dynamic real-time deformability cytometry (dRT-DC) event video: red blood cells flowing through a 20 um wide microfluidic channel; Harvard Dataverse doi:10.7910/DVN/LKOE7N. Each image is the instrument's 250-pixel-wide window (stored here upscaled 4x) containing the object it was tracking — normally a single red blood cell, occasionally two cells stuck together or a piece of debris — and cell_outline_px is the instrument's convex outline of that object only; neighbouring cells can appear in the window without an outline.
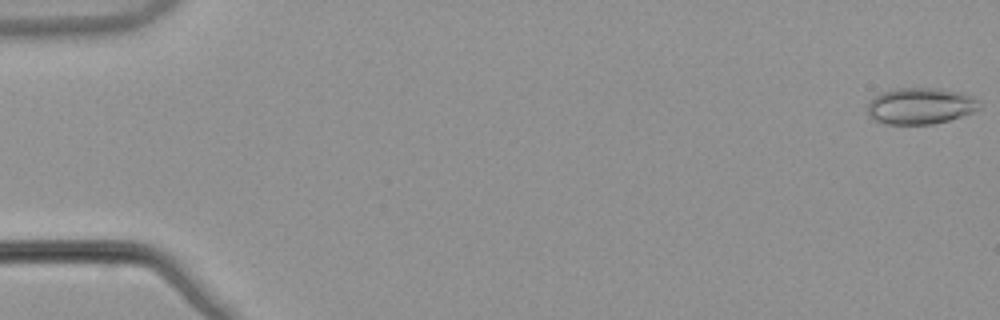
{"species": "common noctule bat (a hibernating species)", "species_latin": "Nyctalus noctula", "temperature_condition": "warm", "stored_images_in_passage": 54, "camera_frame_rate_fps": 3000, "um_per_image_px": 0.085, "animal": {"sex": "male", "body_mass_g": 21.5, "forearm_length_mm": 52.0}, "frame": {"image": 1, "passage_image": 1, "time_ms": 0.0, "image_size_px": [1000, 320], "cell_outline_px": [[980, 108], [972, 112], [948, 120], [932, 124], [884, 124], [872, 120], [868, 116], [868, 104], [880, 92], [896, 88], [940, 88], [964, 92], [976, 100]], "centroid_in_image_um": [78.19, 9.0], "position_along_channel_um": 6.8, "area_um2": 23.76}}
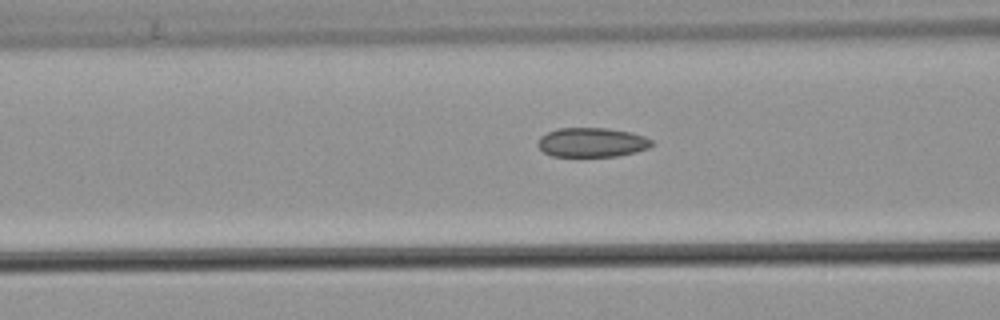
{"frame": {"image": 2, "passage_image": 22, "time_ms": 7.0, "image_size_px": [1000, 320], "cell_outline_px": [[656, 144], [648, 148], [636, 152], [616, 156], [552, 156], [544, 152], [536, 144], [540, 136], [556, 128], [608, 128], [632, 132], [644, 136], [652, 140]], "centroid_in_image_um": [50.33, 12.09], "position_along_channel_um": 116.3, "area_um2": 19.65}}
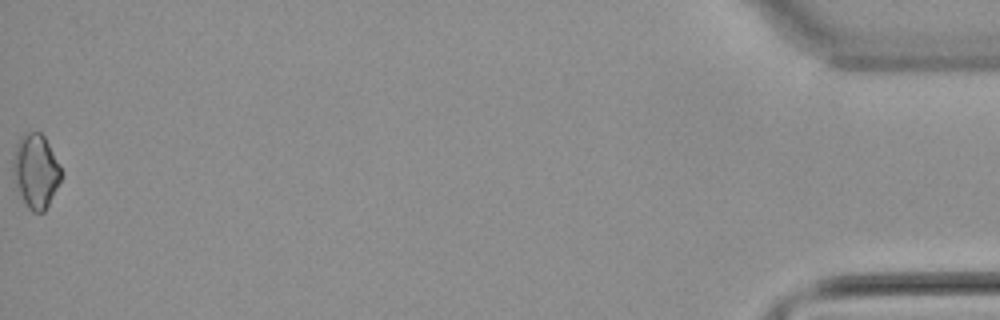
{"frame": {"image": 3, "passage_image": 54, "time_ms": 17.667, "image_size_px": [1000, 320], "cell_outline_px": [[60, 180], [44, 212], [32, 212], [28, 208], [12, 176], [12, 164], [16, 144], [20, 136], [24, 132], [40, 132], [44, 136], [60, 168]], "centroid_in_image_um": [3.0, 14.51], "position_along_channel_um": 432.2, "area_um2": 20.23}, "authors_computed_cell_mechanics": {"area_um2": 19.7676, "velocity_mm_per_s": 3.8869, "shape_relaxation_time_tau1_ms": null, "shape_relaxation_time_tau2_ms": 4.1899, "deformation_change_tau1": null, "deformation_change_tau2": 0.0926}}